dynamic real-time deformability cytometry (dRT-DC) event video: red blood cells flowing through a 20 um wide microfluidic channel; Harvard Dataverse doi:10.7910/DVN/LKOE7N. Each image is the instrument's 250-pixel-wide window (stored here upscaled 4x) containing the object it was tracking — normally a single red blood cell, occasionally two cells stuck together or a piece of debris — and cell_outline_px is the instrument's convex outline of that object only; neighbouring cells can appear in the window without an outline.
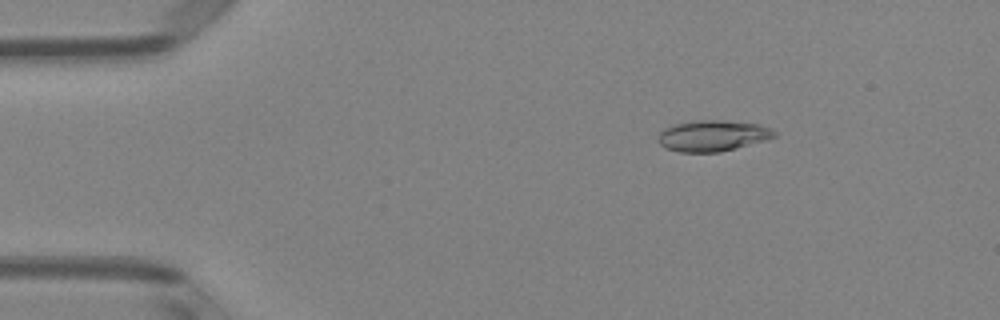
{"species": "Egyptian fruit bat (a non-hibernating species)", "species_latin": "Rousettus aegyptiacus", "temperature_condition": "room temperature", "stored_images_in_passage": 4, "camera_frame_rate_fps": 3000, "um_per_image_px": 0.085, "animal": {"sex": "female"}, "frame": {"image": 1, "passage_image": 2, "time_ms": 0.333, "image_size_px": [1000, 320], "cell_outline_px": [[776, 136], [768, 140], [720, 152], [680, 152], [664, 148], [656, 140], [660, 132], [676, 124], [700, 120], [724, 120], [760, 124], [772, 128], [776, 132]], "centroid_in_image_um": [60.62, 11.54], "position_along_channel_um": 24.4, "area_um2": 21.1}}